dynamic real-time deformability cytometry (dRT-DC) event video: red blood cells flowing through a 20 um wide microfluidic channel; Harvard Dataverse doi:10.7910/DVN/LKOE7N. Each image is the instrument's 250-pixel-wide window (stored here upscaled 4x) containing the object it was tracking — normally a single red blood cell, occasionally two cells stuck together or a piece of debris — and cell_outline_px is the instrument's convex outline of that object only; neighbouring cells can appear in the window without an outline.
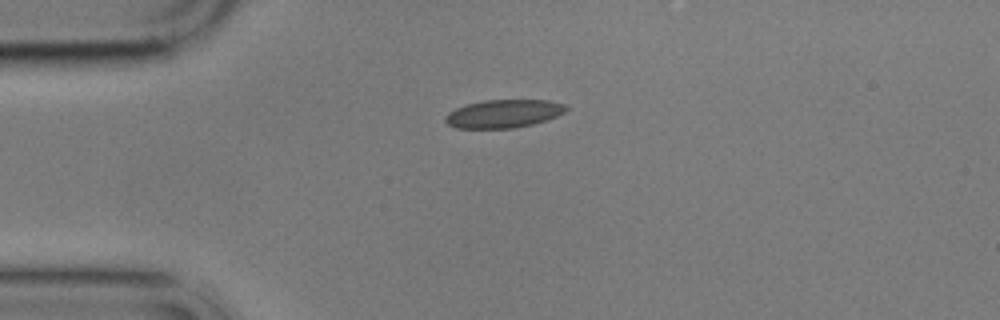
{"species": "common noctule bat (a hibernating species)", "species_latin": "Nyctalus noctula", "temperature_condition": "cold", "stored_images_in_passage": 2, "camera_frame_rate_fps": 3000, "um_per_image_px": 0.085, "animal": {"sex": "male", "body_mass_g": 17.9}, "frame": {"image": 1, "passage_image": 1, "time_ms": 0.0, "image_size_px": [1000, 320], "cell_outline_px": [[568, 108], [564, 112], [548, 120], [516, 128], [456, 128], [448, 124], [444, 120], [444, 116], [448, 112], [456, 108], [468, 104], [484, 100], [548, 100], [564, 104]], "centroid_in_image_um": [42.8, 9.67], "position_along_channel_um": 42.2, "area_um2": 19.83}}